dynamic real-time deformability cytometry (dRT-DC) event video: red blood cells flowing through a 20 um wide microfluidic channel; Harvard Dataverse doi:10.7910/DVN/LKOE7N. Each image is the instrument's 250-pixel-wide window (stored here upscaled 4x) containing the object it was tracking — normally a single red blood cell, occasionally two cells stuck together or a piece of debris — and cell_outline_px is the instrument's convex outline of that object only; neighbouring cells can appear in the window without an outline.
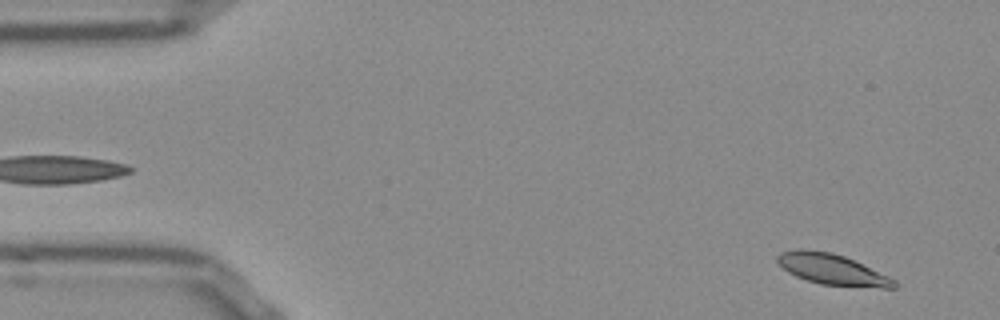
{"species": "Egyptian fruit bat (a non-hibernating species)", "species_latin": "Rousettus aegyptiacus", "temperature_condition": "room temperature", "stored_images_in_passage": 53, "segment_of_instrument_passage": [1, 2], "camera_frame_rate_fps": 3000, "um_per_image_px": 0.085, "frame": {"image": 1, "passage_image": 3, "time_ms": 0.667, "image_size_px": [1000, 320], "cell_outline_px": [[896, 288], [884, 288], [820, 284], [796, 276], [788, 272], [776, 260], [776, 256], [780, 252], [796, 248], [804, 248], [832, 252], [844, 256], [888, 276], [896, 280]], "centroid_in_image_um": [70.69, 22.88], "position_along_channel_um": 14.3, "area_um2": 20.87}}
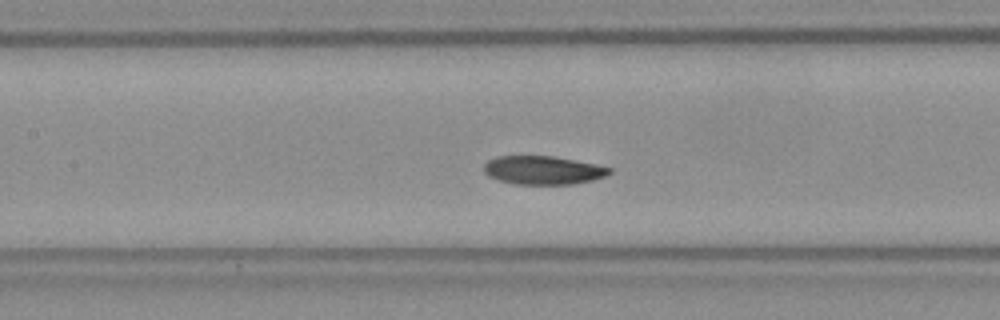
{"frame": {"image": 2, "passage_image": 23, "time_ms": 7.333, "image_size_px": [1000, 320], "cell_outline_px": [[612, 172], [604, 176], [592, 180], [576, 184], [512, 184], [488, 176], [484, 172], [484, 164], [488, 160], [496, 156], [552, 156], [596, 164], [612, 168]], "centroid_in_image_um": [46.15, 14.47], "position_along_channel_um": 161.3, "area_um2": 20.87}}
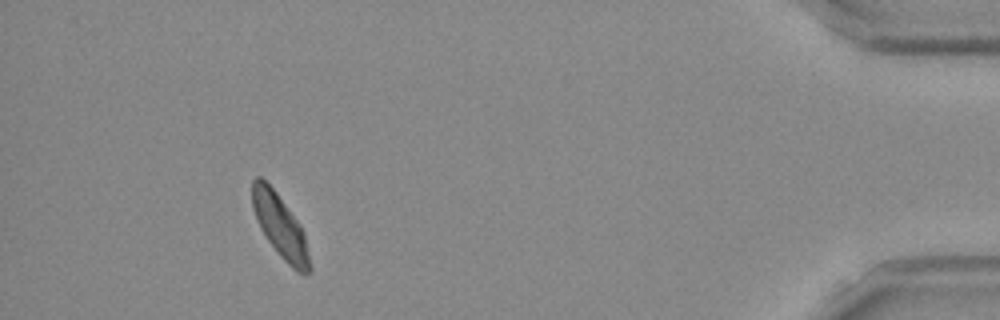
{"frame": {"image": 3, "passage_image": 48, "time_ms": 15.667, "image_size_px": [1000, 320], "cell_outline_px": [[312, 268], [308, 272], [296, 272], [280, 256], [268, 240], [260, 228], [256, 220], [252, 208], [252, 180], [256, 176], [260, 176], [276, 192], [300, 224], [304, 232], [312, 264]], "centroid_in_image_um": [23.82, 19.23], "position_along_channel_um": 411.4, "area_um2": 21.1}}